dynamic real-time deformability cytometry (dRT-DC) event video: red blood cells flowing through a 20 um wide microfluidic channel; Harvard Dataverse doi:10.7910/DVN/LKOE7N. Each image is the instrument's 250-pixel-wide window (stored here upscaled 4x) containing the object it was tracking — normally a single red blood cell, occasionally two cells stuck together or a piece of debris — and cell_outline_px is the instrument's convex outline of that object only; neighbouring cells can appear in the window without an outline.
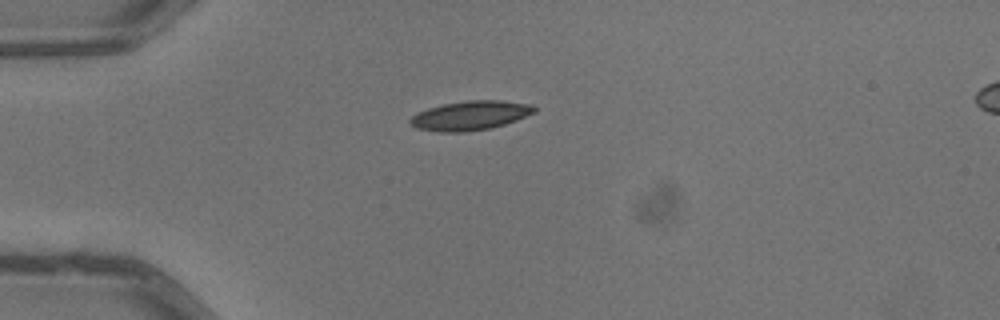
{"species": "common noctule bat (a hibernating species)", "species_latin": "Nyctalus noctula", "temperature_condition": "warm", "stored_images_in_passage": 4, "camera_frame_rate_fps": 3000, "um_per_image_px": 0.085, "animal": {"sex": "male", "body_mass_g": 13.3}, "frame": {"image": 1, "passage_image": 4, "time_ms": 1.0, "image_size_px": [1000, 320], "cell_outline_px": [[536, 112], [516, 120], [492, 128], [464, 132], [436, 132], [416, 128], [408, 124], [408, 120], [416, 112], [428, 108], [444, 104], [468, 100], [500, 100], [532, 104], [536, 108]], "centroid_in_image_um": [39.94, 9.82], "position_along_channel_um": 45.1, "area_um2": 21.39}}